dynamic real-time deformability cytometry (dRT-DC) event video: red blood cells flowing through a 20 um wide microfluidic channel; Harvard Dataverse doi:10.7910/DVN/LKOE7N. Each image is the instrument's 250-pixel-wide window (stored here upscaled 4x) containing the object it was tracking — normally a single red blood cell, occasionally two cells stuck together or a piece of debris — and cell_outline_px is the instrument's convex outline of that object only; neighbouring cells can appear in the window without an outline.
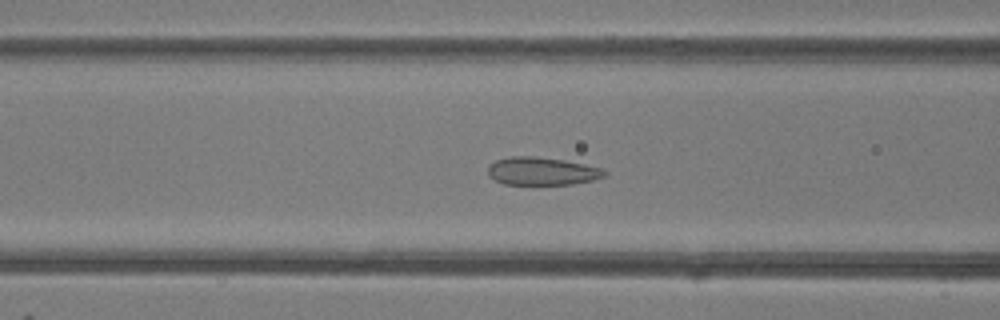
{"species": "common noctule bat (a hibernating species)", "species_latin": "Nyctalus noctula", "temperature_condition": "room temperature", "stored_images_in_passage": 39, "camera_frame_rate_fps": 3000, "um_per_image_px": 0.085, "animal": {"sex": "female"}, "frame": {"image": 1, "passage_image": 10, "time_ms": 3.0, "image_size_px": [1000, 320], "cell_outline_px": [[608, 172], [604, 176], [592, 180], [572, 184], [532, 188], [504, 184], [488, 176], [488, 164], [496, 160], [508, 156], [536, 156], [564, 160], [584, 164], [600, 168]], "centroid_in_image_um": [46.0, 14.6], "position_along_channel_um": 120.6, "area_um2": 19.94}}
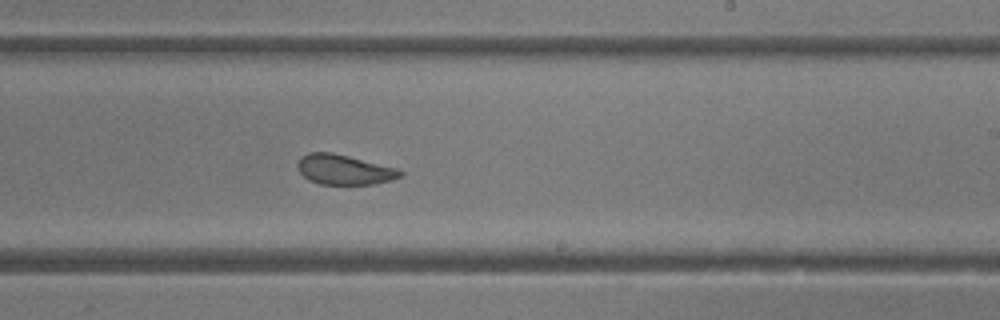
{"frame": {"image": 2, "passage_image": 20, "time_ms": 6.333, "image_size_px": [1000, 320], "cell_outline_px": [[404, 176], [392, 180], [372, 184], [320, 184], [308, 180], [296, 168], [296, 164], [300, 156], [308, 152], [332, 152], [400, 168], [404, 172]], "centroid_in_image_um": [29.27, 14.41], "position_along_channel_um": 259.7, "area_um2": 18.32}}
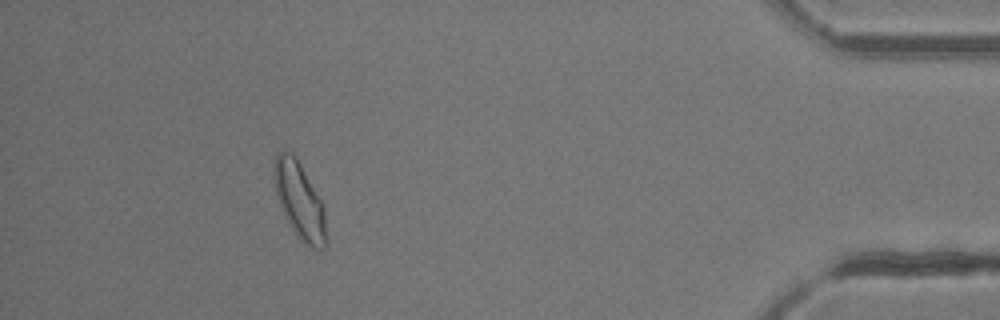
{"frame": {"image": 3, "passage_image": 35, "time_ms": 11.333, "image_size_px": [1000, 320], "cell_outline_px": [[324, 248], [316, 248], [300, 240], [284, 216], [276, 192], [276, 152], [292, 152], [296, 156], [324, 204]], "centroid_in_image_um": [25.47, 17.02], "position_along_channel_um": 409.7, "area_um2": 22.25}, "authors_computed_cell_mechanics": {"area_um2": 19.941, "velocity_mm_per_s": 4.1821, "shape_relaxation_time_tau1_ms": 10.1744, "shape_relaxation_time_tau2_ms": 0.9701, "deformation_change_tau1": 0.1656, "deformation_change_tau2": 0.0694}}